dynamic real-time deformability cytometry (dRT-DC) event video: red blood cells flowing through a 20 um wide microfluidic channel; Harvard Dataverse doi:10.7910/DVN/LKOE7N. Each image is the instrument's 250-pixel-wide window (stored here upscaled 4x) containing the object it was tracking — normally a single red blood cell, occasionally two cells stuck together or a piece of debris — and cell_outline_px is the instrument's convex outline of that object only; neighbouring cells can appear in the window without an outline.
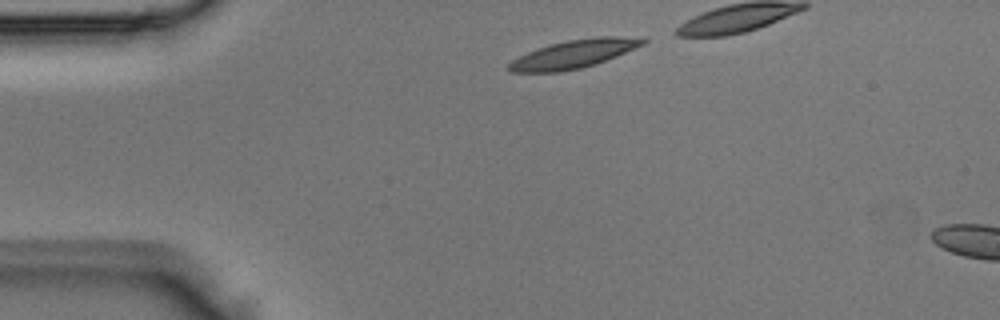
{"species": "Egyptian fruit bat (a non-hibernating species)", "species_latin": "Rousettus aegyptiacus", "temperature_condition": "room temperature", "stored_images_in_passage": 2, "camera_frame_rate_fps": 3000, "um_per_image_px": 0.085, "animal": {"sex": "male"}, "frame": {"image": 1, "passage_image": 1, "time_ms": 0.0, "image_size_px": [1000, 320], "cell_outline_px": [[648, 40], [644, 44], [616, 56], [580, 68], [560, 72], [512, 72], [508, 68], [508, 64], [512, 60], [536, 48], [548, 44], [568, 40], [600, 36], [644, 36]], "centroid_in_image_um": [48.81, 4.56], "position_along_channel_um": 36.2, "area_um2": 22.02}}